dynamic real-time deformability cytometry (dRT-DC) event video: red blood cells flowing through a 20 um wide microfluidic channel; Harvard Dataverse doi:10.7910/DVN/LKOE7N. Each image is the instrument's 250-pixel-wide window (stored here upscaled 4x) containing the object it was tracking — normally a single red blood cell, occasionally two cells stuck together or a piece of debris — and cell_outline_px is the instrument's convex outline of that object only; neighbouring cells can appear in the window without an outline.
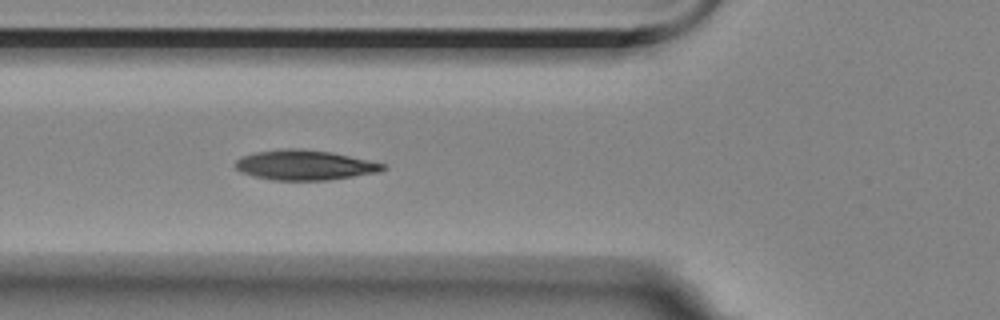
{"species": "Egyptian fruit bat (a non-hibernating species)", "species_latin": "Rousettus aegyptiacus", "temperature_condition": "room temperature", "stored_images_in_passage": 5, "camera_frame_rate_fps": 3000, "um_per_image_px": 0.085, "animal": {"sex": "female"}, "frame": {"image": 1, "passage_image": 5, "time_ms": 4.667, "image_size_px": [1000, 320], "cell_outline_px": [[388, 168], [380, 172], [328, 180], [272, 180], [252, 176], [240, 172], [236, 168], [236, 160], [244, 156], [256, 152], [288, 148], [292, 148], [332, 152], [384, 164]], "centroid_in_image_um": [25.9, 14.04], "position_along_channel_um": 99.9, "area_um2": 25.55}}